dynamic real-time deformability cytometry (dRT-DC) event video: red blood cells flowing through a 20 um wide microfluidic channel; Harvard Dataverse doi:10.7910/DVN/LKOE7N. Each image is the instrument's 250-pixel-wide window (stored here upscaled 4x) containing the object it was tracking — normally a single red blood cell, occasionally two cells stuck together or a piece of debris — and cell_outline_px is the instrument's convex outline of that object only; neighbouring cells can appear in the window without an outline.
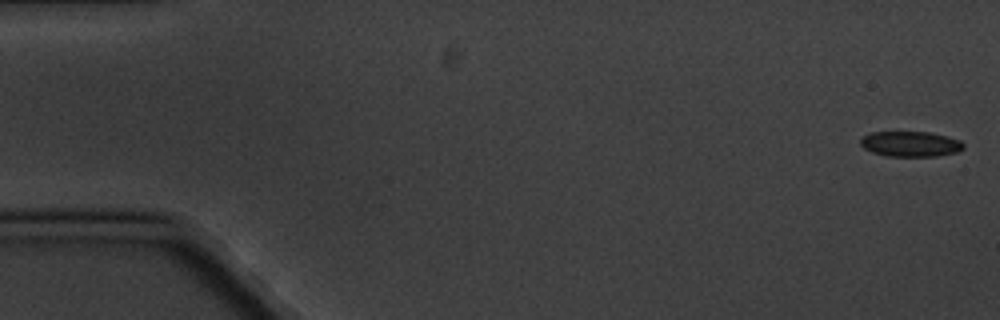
{"species": "common noctule bat (a hibernating species)", "species_latin": "Nyctalus noctula", "temperature_condition": "cold", "stored_images_in_passage": 6, "camera_frame_rate_fps": 3000, "um_per_image_px": 0.085, "animal": {"sex": "male", "body_mass_g": 20.1, "forearm_length_mm": 53.5}, "frame": {"image": 1, "passage_image": 1, "time_ms": 0.0, "image_size_px": [1000, 320], "cell_outline_px": [[964, 148], [956, 152], [936, 156], [888, 156], [872, 152], [864, 148], [860, 144], [860, 140], [864, 136], [872, 132], [928, 132], [948, 136], [960, 140], [964, 144]], "centroid_in_image_um": [77.4, 12.23], "position_along_channel_um": 7.6, "area_um2": 15.14}}